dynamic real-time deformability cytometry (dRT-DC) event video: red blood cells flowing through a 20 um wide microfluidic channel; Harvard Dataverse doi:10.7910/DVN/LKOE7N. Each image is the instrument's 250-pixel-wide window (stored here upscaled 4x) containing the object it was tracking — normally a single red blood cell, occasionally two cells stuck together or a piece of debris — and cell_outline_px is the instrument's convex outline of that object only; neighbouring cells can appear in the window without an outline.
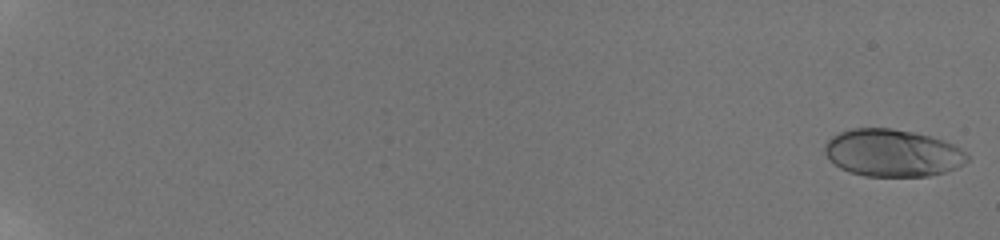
{"species": "human", "species_latin": "Homo sapiens", "temperature_condition": "room temperature", "stored_images_in_passage": 39, "camera_frame_rate_fps": 3000, "um_per_image_px": 0.085, "donor": {"sex": "male"}, "frame": {"image": 1, "passage_image": 1, "time_ms": 0.0, "image_size_px": [1000, 240], "cell_outline_px": [[968, 160], [964, 164], [956, 168], [944, 172], [928, 176], [864, 176], [848, 172], [840, 168], [824, 152], [824, 144], [832, 136], [840, 132], [852, 128], [892, 128], [912, 132], [928, 136], [952, 144], [960, 148], [968, 156]], "centroid_in_image_um": [75.84, 13.0], "position_along_channel_um": 9.2, "area_um2": 39.07}}
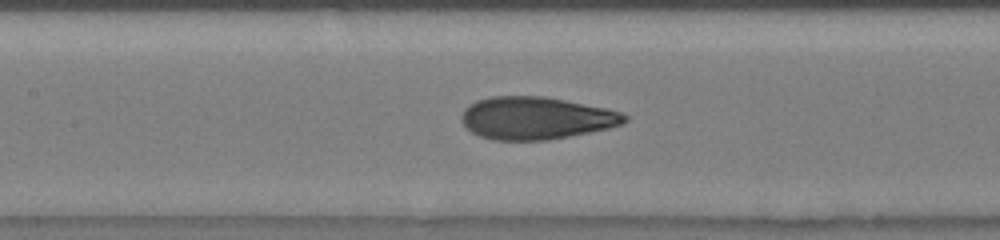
{"frame": {"image": 2, "passage_image": 21, "time_ms": 10.333, "image_size_px": [1000, 240], "cell_outline_px": [[628, 120], [624, 124], [608, 128], [548, 140], [492, 140], [480, 136], [472, 132], [460, 120], [460, 116], [464, 108], [468, 104], [476, 100], [492, 96], [544, 96], [604, 108], [620, 112], [628, 116]], "centroid_in_image_um": [45.52, 10.03], "position_along_channel_um": 161.9, "area_um2": 40.34}}
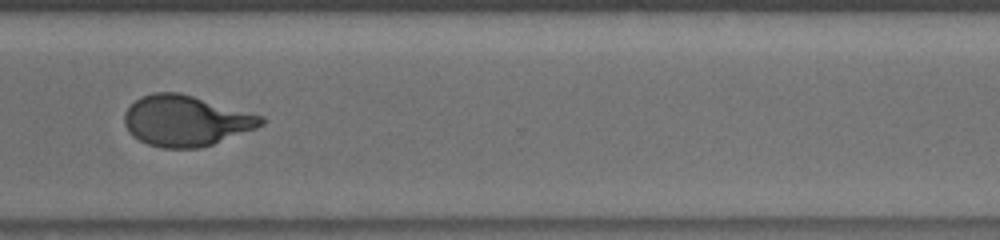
{"frame": {"image": 3, "passage_image": 32, "time_ms": 15.333, "image_size_px": [1000, 240], "cell_outline_px": [[264, 124], [256, 128], [212, 144], [200, 148], [160, 148], [148, 144], [132, 136], [128, 132], [124, 124], [124, 112], [140, 96], [152, 92], [180, 92], [264, 116]], "centroid_in_image_um": [15.77, 10.26], "position_along_channel_um": 354.8, "area_um2": 40.46}, "authors_computed_cell_mechanics": {"area_um2": 39.9976, "velocity_mm_per_s": 3.8628, "shape_relaxation_time_tau1_ms": 8.3494, "shape_relaxation_time_tau2_ms": null, "deformation_change_tau1": 0.2821, "deformation_change_tau2": null}}